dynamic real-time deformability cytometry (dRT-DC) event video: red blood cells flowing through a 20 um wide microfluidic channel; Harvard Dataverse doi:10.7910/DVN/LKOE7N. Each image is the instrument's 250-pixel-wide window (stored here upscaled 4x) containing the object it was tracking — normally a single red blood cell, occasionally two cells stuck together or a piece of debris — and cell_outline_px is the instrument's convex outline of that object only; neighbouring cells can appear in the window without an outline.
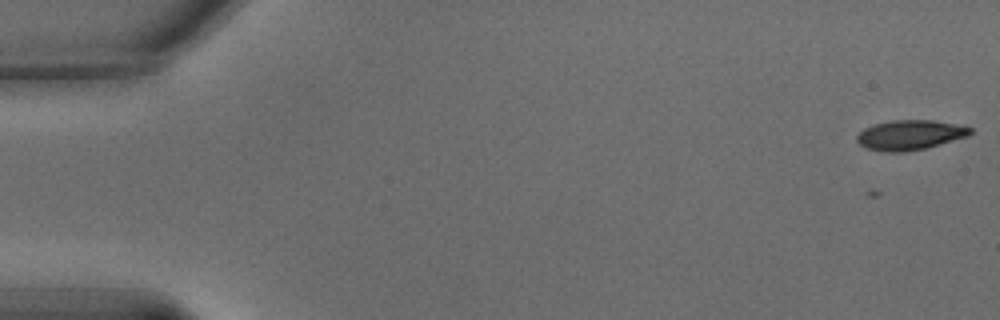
{"species": "common noctule bat (a hibernating species)", "species_latin": "Nyctalus noctula", "temperature_condition": "warm", "stored_images_in_passage": 7, "camera_frame_rate_fps": 3000, "um_per_image_px": 0.085, "animal": {"sex": "male", "body_mass_g": 15.6}, "frame": {"image": 1, "passage_image": 1, "time_ms": 0.0, "image_size_px": [1000, 320], "cell_outline_px": [[972, 132], [968, 136], [924, 148], [904, 152], [884, 152], [868, 148], [860, 144], [856, 140], [856, 136], [864, 128], [876, 124], [892, 120], [932, 120], [956, 124], [972, 128]], "centroid_in_image_um": [77.34, 11.47], "position_along_channel_um": 7.7, "area_um2": 19.48}}